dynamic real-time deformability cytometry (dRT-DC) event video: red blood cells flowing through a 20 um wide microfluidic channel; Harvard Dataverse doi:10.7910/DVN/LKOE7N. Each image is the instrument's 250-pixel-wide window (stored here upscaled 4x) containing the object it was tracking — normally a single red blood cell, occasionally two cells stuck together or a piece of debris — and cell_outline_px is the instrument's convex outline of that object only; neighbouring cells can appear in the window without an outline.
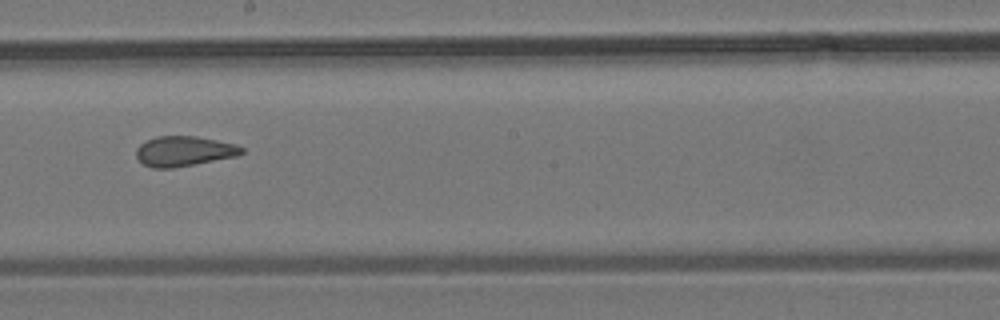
{"species": "common noctule bat (a hibernating species)", "species_latin": "Nyctalus noctula", "temperature_condition": "room temperature", "stored_images_in_passage": 8, "camera_frame_rate_fps": 3000, "um_per_image_px": 0.085, "animal": {"sex": "male", "body_mass_g": 19.2, "forearm_length_mm": 51.8}, "frame": {"image": 1, "passage_image": 8, "time_ms": 9.0, "image_size_px": [1000, 320], "cell_outline_px": [[244, 152], [236, 156], [196, 164], [172, 168], [152, 168], [144, 164], [136, 156], [136, 148], [140, 144], [156, 136], [196, 136], [236, 144], [244, 148]], "centroid_in_image_um": [15.64, 12.85], "position_along_channel_um": 232.6, "area_um2": 18.44}}